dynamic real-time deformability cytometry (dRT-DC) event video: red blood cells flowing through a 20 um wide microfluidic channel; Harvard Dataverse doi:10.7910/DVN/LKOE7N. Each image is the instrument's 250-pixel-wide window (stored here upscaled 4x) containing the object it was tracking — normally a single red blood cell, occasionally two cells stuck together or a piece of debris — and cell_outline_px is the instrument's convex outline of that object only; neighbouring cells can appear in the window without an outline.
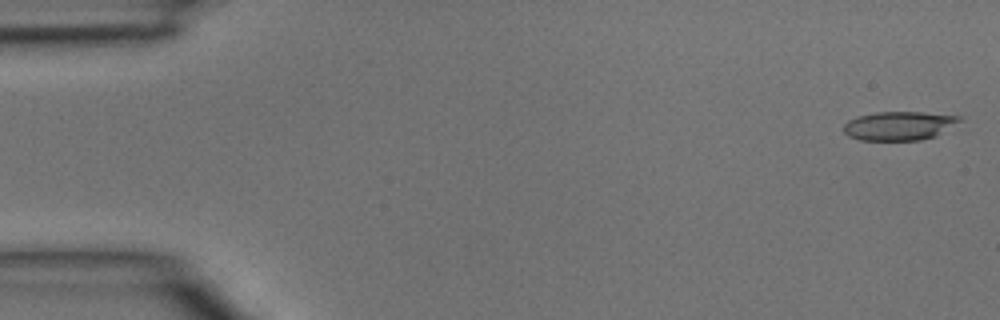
{"species": "common noctule bat (a hibernating species)", "species_latin": "Nyctalus noctula", "temperature_condition": "room temperature", "stored_images_in_passage": 5, "camera_frame_rate_fps": 3000, "um_per_image_px": 0.085, "animal": {"sex": "male", "body_mass_g": 15.6}, "frame": {"image": 1, "passage_image": 1, "time_ms": 0.0, "image_size_px": [1000, 320], "cell_outline_px": [[964, 120], [936, 136], [920, 140], [860, 140], [848, 136], [844, 132], [844, 124], [848, 120], [856, 116], [876, 112], [924, 112], [960, 116]], "centroid_in_image_um": [76.44, 10.69], "position_along_channel_um": 8.6, "area_um2": 19.65}}